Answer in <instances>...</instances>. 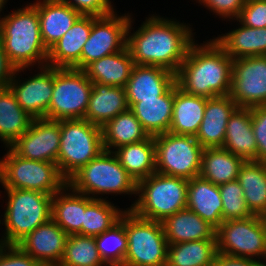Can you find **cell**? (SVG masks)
Segmentation results:
<instances>
[{
	"instance_id": "obj_1",
	"label": "cell",
	"mask_w": 266,
	"mask_h": 266,
	"mask_svg": "<svg viewBox=\"0 0 266 266\" xmlns=\"http://www.w3.org/2000/svg\"><path fill=\"white\" fill-rule=\"evenodd\" d=\"M132 18L127 27L126 46L134 64L158 66L176 74L195 42L191 25L153 14L131 33Z\"/></svg>"
},
{
	"instance_id": "obj_2",
	"label": "cell",
	"mask_w": 266,
	"mask_h": 266,
	"mask_svg": "<svg viewBox=\"0 0 266 266\" xmlns=\"http://www.w3.org/2000/svg\"><path fill=\"white\" fill-rule=\"evenodd\" d=\"M232 64L233 59L214 39L200 45L194 42L176 73V83L191 95L227 96L231 88Z\"/></svg>"
},
{
	"instance_id": "obj_3",
	"label": "cell",
	"mask_w": 266,
	"mask_h": 266,
	"mask_svg": "<svg viewBox=\"0 0 266 266\" xmlns=\"http://www.w3.org/2000/svg\"><path fill=\"white\" fill-rule=\"evenodd\" d=\"M0 42L16 69L47 65L48 49L42 42L37 8L32 3L0 19Z\"/></svg>"
},
{
	"instance_id": "obj_4",
	"label": "cell",
	"mask_w": 266,
	"mask_h": 266,
	"mask_svg": "<svg viewBox=\"0 0 266 266\" xmlns=\"http://www.w3.org/2000/svg\"><path fill=\"white\" fill-rule=\"evenodd\" d=\"M188 179L155 172L137 183L130 209L144 219L163 222L187 206Z\"/></svg>"
},
{
	"instance_id": "obj_5",
	"label": "cell",
	"mask_w": 266,
	"mask_h": 266,
	"mask_svg": "<svg viewBox=\"0 0 266 266\" xmlns=\"http://www.w3.org/2000/svg\"><path fill=\"white\" fill-rule=\"evenodd\" d=\"M73 190L93 199L99 195H137V183L111 151L103 150L96 158L81 167L68 180Z\"/></svg>"
},
{
	"instance_id": "obj_6",
	"label": "cell",
	"mask_w": 266,
	"mask_h": 266,
	"mask_svg": "<svg viewBox=\"0 0 266 266\" xmlns=\"http://www.w3.org/2000/svg\"><path fill=\"white\" fill-rule=\"evenodd\" d=\"M8 202L2 223L1 237L5 245H16L26 235L52 218V197L46 193L28 189L4 188Z\"/></svg>"
},
{
	"instance_id": "obj_7",
	"label": "cell",
	"mask_w": 266,
	"mask_h": 266,
	"mask_svg": "<svg viewBox=\"0 0 266 266\" xmlns=\"http://www.w3.org/2000/svg\"><path fill=\"white\" fill-rule=\"evenodd\" d=\"M103 150L100 126L86 119L61 120L57 166L66 180Z\"/></svg>"
},
{
	"instance_id": "obj_8",
	"label": "cell",
	"mask_w": 266,
	"mask_h": 266,
	"mask_svg": "<svg viewBox=\"0 0 266 266\" xmlns=\"http://www.w3.org/2000/svg\"><path fill=\"white\" fill-rule=\"evenodd\" d=\"M0 159V184L3 188L28 189L54 195L67 180L56 163L28 160L18 156L10 147Z\"/></svg>"
},
{
	"instance_id": "obj_9",
	"label": "cell",
	"mask_w": 266,
	"mask_h": 266,
	"mask_svg": "<svg viewBox=\"0 0 266 266\" xmlns=\"http://www.w3.org/2000/svg\"><path fill=\"white\" fill-rule=\"evenodd\" d=\"M128 249L124 266H166L168 241L162 222L144 219L125 210Z\"/></svg>"
},
{
	"instance_id": "obj_10",
	"label": "cell",
	"mask_w": 266,
	"mask_h": 266,
	"mask_svg": "<svg viewBox=\"0 0 266 266\" xmlns=\"http://www.w3.org/2000/svg\"><path fill=\"white\" fill-rule=\"evenodd\" d=\"M92 88L93 83L84 70L54 68V86L46 119H84Z\"/></svg>"
},
{
	"instance_id": "obj_11",
	"label": "cell",
	"mask_w": 266,
	"mask_h": 266,
	"mask_svg": "<svg viewBox=\"0 0 266 266\" xmlns=\"http://www.w3.org/2000/svg\"><path fill=\"white\" fill-rule=\"evenodd\" d=\"M216 244L218 253L258 259L266 265V225L262 216L223 221L216 229Z\"/></svg>"
},
{
	"instance_id": "obj_12",
	"label": "cell",
	"mask_w": 266,
	"mask_h": 266,
	"mask_svg": "<svg viewBox=\"0 0 266 266\" xmlns=\"http://www.w3.org/2000/svg\"><path fill=\"white\" fill-rule=\"evenodd\" d=\"M156 172L185 179L199 176L203 147L195 136L166 132L154 136Z\"/></svg>"
},
{
	"instance_id": "obj_13",
	"label": "cell",
	"mask_w": 266,
	"mask_h": 266,
	"mask_svg": "<svg viewBox=\"0 0 266 266\" xmlns=\"http://www.w3.org/2000/svg\"><path fill=\"white\" fill-rule=\"evenodd\" d=\"M131 14L115 12L97 17L92 15V28L81 52V70L93 61L123 50L127 44V27Z\"/></svg>"
},
{
	"instance_id": "obj_14",
	"label": "cell",
	"mask_w": 266,
	"mask_h": 266,
	"mask_svg": "<svg viewBox=\"0 0 266 266\" xmlns=\"http://www.w3.org/2000/svg\"><path fill=\"white\" fill-rule=\"evenodd\" d=\"M229 96L239 107L266 105V55L233 60Z\"/></svg>"
},
{
	"instance_id": "obj_15",
	"label": "cell",
	"mask_w": 266,
	"mask_h": 266,
	"mask_svg": "<svg viewBox=\"0 0 266 266\" xmlns=\"http://www.w3.org/2000/svg\"><path fill=\"white\" fill-rule=\"evenodd\" d=\"M24 70L26 68H17L14 71L8 87L23 110L32 118L46 119L54 86V67L48 65L39 67L40 72L21 81L19 74Z\"/></svg>"
},
{
	"instance_id": "obj_16",
	"label": "cell",
	"mask_w": 266,
	"mask_h": 266,
	"mask_svg": "<svg viewBox=\"0 0 266 266\" xmlns=\"http://www.w3.org/2000/svg\"><path fill=\"white\" fill-rule=\"evenodd\" d=\"M61 137V121L33 119L29 129L9 147L28 160L57 164Z\"/></svg>"
},
{
	"instance_id": "obj_17",
	"label": "cell",
	"mask_w": 266,
	"mask_h": 266,
	"mask_svg": "<svg viewBox=\"0 0 266 266\" xmlns=\"http://www.w3.org/2000/svg\"><path fill=\"white\" fill-rule=\"evenodd\" d=\"M68 234L51 218L26 235L16 245L42 266H58Z\"/></svg>"
},
{
	"instance_id": "obj_18",
	"label": "cell",
	"mask_w": 266,
	"mask_h": 266,
	"mask_svg": "<svg viewBox=\"0 0 266 266\" xmlns=\"http://www.w3.org/2000/svg\"><path fill=\"white\" fill-rule=\"evenodd\" d=\"M176 83V74L158 66L134 64L125 86L129 108L141 99H157Z\"/></svg>"
},
{
	"instance_id": "obj_19",
	"label": "cell",
	"mask_w": 266,
	"mask_h": 266,
	"mask_svg": "<svg viewBox=\"0 0 266 266\" xmlns=\"http://www.w3.org/2000/svg\"><path fill=\"white\" fill-rule=\"evenodd\" d=\"M92 28V15H81L48 50L47 65L81 70V52Z\"/></svg>"
},
{
	"instance_id": "obj_20",
	"label": "cell",
	"mask_w": 266,
	"mask_h": 266,
	"mask_svg": "<svg viewBox=\"0 0 266 266\" xmlns=\"http://www.w3.org/2000/svg\"><path fill=\"white\" fill-rule=\"evenodd\" d=\"M239 106L229 96L207 98L196 140L205 148L222 147L228 120Z\"/></svg>"
},
{
	"instance_id": "obj_21",
	"label": "cell",
	"mask_w": 266,
	"mask_h": 266,
	"mask_svg": "<svg viewBox=\"0 0 266 266\" xmlns=\"http://www.w3.org/2000/svg\"><path fill=\"white\" fill-rule=\"evenodd\" d=\"M32 4L37 8L42 42L48 50L81 16L70 5L59 0H37Z\"/></svg>"
},
{
	"instance_id": "obj_22",
	"label": "cell",
	"mask_w": 266,
	"mask_h": 266,
	"mask_svg": "<svg viewBox=\"0 0 266 266\" xmlns=\"http://www.w3.org/2000/svg\"><path fill=\"white\" fill-rule=\"evenodd\" d=\"M128 109L125 88L93 83L84 119L103 127L112 118Z\"/></svg>"
},
{
	"instance_id": "obj_23",
	"label": "cell",
	"mask_w": 266,
	"mask_h": 266,
	"mask_svg": "<svg viewBox=\"0 0 266 266\" xmlns=\"http://www.w3.org/2000/svg\"><path fill=\"white\" fill-rule=\"evenodd\" d=\"M222 148L244 161H257V143L252 129L251 108L238 107L227 123Z\"/></svg>"
},
{
	"instance_id": "obj_24",
	"label": "cell",
	"mask_w": 266,
	"mask_h": 266,
	"mask_svg": "<svg viewBox=\"0 0 266 266\" xmlns=\"http://www.w3.org/2000/svg\"><path fill=\"white\" fill-rule=\"evenodd\" d=\"M162 224L168 244L216 240V228L188 208L167 217Z\"/></svg>"
},
{
	"instance_id": "obj_25",
	"label": "cell",
	"mask_w": 266,
	"mask_h": 266,
	"mask_svg": "<svg viewBox=\"0 0 266 266\" xmlns=\"http://www.w3.org/2000/svg\"><path fill=\"white\" fill-rule=\"evenodd\" d=\"M186 208L198 214L217 229L223 222V205L219 185H215L201 176L189 179Z\"/></svg>"
},
{
	"instance_id": "obj_26",
	"label": "cell",
	"mask_w": 266,
	"mask_h": 266,
	"mask_svg": "<svg viewBox=\"0 0 266 266\" xmlns=\"http://www.w3.org/2000/svg\"><path fill=\"white\" fill-rule=\"evenodd\" d=\"M174 85L157 99H141L129 109L142 124L149 136L169 132L172 122Z\"/></svg>"
},
{
	"instance_id": "obj_27",
	"label": "cell",
	"mask_w": 266,
	"mask_h": 266,
	"mask_svg": "<svg viewBox=\"0 0 266 266\" xmlns=\"http://www.w3.org/2000/svg\"><path fill=\"white\" fill-rule=\"evenodd\" d=\"M207 98L184 92L174 84V103L169 133L196 136L203 120Z\"/></svg>"
},
{
	"instance_id": "obj_28",
	"label": "cell",
	"mask_w": 266,
	"mask_h": 266,
	"mask_svg": "<svg viewBox=\"0 0 266 266\" xmlns=\"http://www.w3.org/2000/svg\"><path fill=\"white\" fill-rule=\"evenodd\" d=\"M84 212L85 194L73 190L68 184L53 195L52 219L68 235H82Z\"/></svg>"
},
{
	"instance_id": "obj_29",
	"label": "cell",
	"mask_w": 266,
	"mask_h": 266,
	"mask_svg": "<svg viewBox=\"0 0 266 266\" xmlns=\"http://www.w3.org/2000/svg\"><path fill=\"white\" fill-rule=\"evenodd\" d=\"M133 66V59L126 46L117 53L93 61L84 71L92 83L125 88Z\"/></svg>"
},
{
	"instance_id": "obj_30",
	"label": "cell",
	"mask_w": 266,
	"mask_h": 266,
	"mask_svg": "<svg viewBox=\"0 0 266 266\" xmlns=\"http://www.w3.org/2000/svg\"><path fill=\"white\" fill-rule=\"evenodd\" d=\"M236 29L221 34L214 41L233 60L242 57L266 55V27L250 28L239 24Z\"/></svg>"
},
{
	"instance_id": "obj_31",
	"label": "cell",
	"mask_w": 266,
	"mask_h": 266,
	"mask_svg": "<svg viewBox=\"0 0 266 266\" xmlns=\"http://www.w3.org/2000/svg\"><path fill=\"white\" fill-rule=\"evenodd\" d=\"M113 153L136 183L156 172V146L153 136L121 146Z\"/></svg>"
},
{
	"instance_id": "obj_32",
	"label": "cell",
	"mask_w": 266,
	"mask_h": 266,
	"mask_svg": "<svg viewBox=\"0 0 266 266\" xmlns=\"http://www.w3.org/2000/svg\"><path fill=\"white\" fill-rule=\"evenodd\" d=\"M33 119L23 110L9 87L0 89V141L6 147L29 129Z\"/></svg>"
},
{
	"instance_id": "obj_33",
	"label": "cell",
	"mask_w": 266,
	"mask_h": 266,
	"mask_svg": "<svg viewBox=\"0 0 266 266\" xmlns=\"http://www.w3.org/2000/svg\"><path fill=\"white\" fill-rule=\"evenodd\" d=\"M101 128L104 150L111 152L150 137L130 109L118 114Z\"/></svg>"
},
{
	"instance_id": "obj_34",
	"label": "cell",
	"mask_w": 266,
	"mask_h": 266,
	"mask_svg": "<svg viewBox=\"0 0 266 266\" xmlns=\"http://www.w3.org/2000/svg\"><path fill=\"white\" fill-rule=\"evenodd\" d=\"M237 181L244 192V199L252 215H266V163L245 161Z\"/></svg>"
},
{
	"instance_id": "obj_35",
	"label": "cell",
	"mask_w": 266,
	"mask_h": 266,
	"mask_svg": "<svg viewBox=\"0 0 266 266\" xmlns=\"http://www.w3.org/2000/svg\"><path fill=\"white\" fill-rule=\"evenodd\" d=\"M245 161L222 147L205 148L202 151L199 176L215 185L236 180Z\"/></svg>"
},
{
	"instance_id": "obj_36",
	"label": "cell",
	"mask_w": 266,
	"mask_h": 266,
	"mask_svg": "<svg viewBox=\"0 0 266 266\" xmlns=\"http://www.w3.org/2000/svg\"><path fill=\"white\" fill-rule=\"evenodd\" d=\"M216 255V240L169 244L166 266H213Z\"/></svg>"
},
{
	"instance_id": "obj_37",
	"label": "cell",
	"mask_w": 266,
	"mask_h": 266,
	"mask_svg": "<svg viewBox=\"0 0 266 266\" xmlns=\"http://www.w3.org/2000/svg\"><path fill=\"white\" fill-rule=\"evenodd\" d=\"M109 200L93 199L85 195L82 235L98 236L117 223L125 210L116 208Z\"/></svg>"
},
{
	"instance_id": "obj_38",
	"label": "cell",
	"mask_w": 266,
	"mask_h": 266,
	"mask_svg": "<svg viewBox=\"0 0 266 266\" xmlns=\"http://www.w3.org/2000/svg\"><path fill=\"white\" fill-rule=\"evenodd\" d=\"M99 255L107 266H124L128 241L125 232V211L119 221L102 234L95 236Z\"/></svg>"
},
{
	"instance_id": "obj_39",
	"label": "cell",
	"mask_w": 266,
	"mask_h": 266,
	"mask_svg": "<svg viewBox=\"0 0 266 266\" xmlns=\"http://www.w3.org/2000/svg\"><path fill=\"white\" fill-rule=\"evenodd\" d=\"M58 266H107L101 259L95 237L68 235L65 251Z\"/></svg>"
},
{
	"instance_id": "obj_40",
	"label": "cell",
	"mask_w": 266,
	"mask_h": 266,
	"mask_svg": "<svg viewBox=\"0 0 266 266\" xmlns=\"http://www.w3.org/2000/svg\"><path fill=\"white\" fill-rule=\"evenodd\" d=\"M219 189L223 205V221L246 219L252 216L244 199L243 189L237 179L220 184Z\"/></svg>"
},
{
	"instance_id": "obj_41",
	"label": "cell",
	"mask_w": 266,
	"mask_h": 266,
	"mask_svg": "<svg viewBox=\"0 0 266 266\" xmlns=\"http://www.w3.org/2000/svg\"><path fill=\"white\" fill-rule=\"evenodd\" d=\"M250 28L266 27V0H246L235 21Z\"/></svg>"
},
{
	"instance_id": "obj_42",
	"label": "cell",
	"mask_w": 266,
	"mask_h": 266,
	"mask_svg": "<svg viewBox=\"0 0 266 266\" xmlns=\"http://www.w3.org/2000/svg\"><path fill=\"white\" fill-rule=\"evenodd\" d=\"M252 111V129L257 143V161L266 163V105L255 106Z\"/></svg>"
},
{
	"instance_id": "obj_43",
	"label": "cell",
	"mask_w": 266,
	"mask_h": 266,
	"mask_svg": "<svg viewBox=\"0 0 266 266\" xmlns=\"http://www.w3.org/2000/svg\"><path fill=\"white\" fill-rule=\"evenodd\" d=\"M63 3L70 5L74 10L78 11L81 15H93L103 17L109 15L115 9L110 0H59Z\"/></svg>"
},
{
	"instance_id": "obj_44",
	"label": "cell",
	"mask_w": 266,
	"mask_h": 266,
	"mask_svg": "<svg viewBox=\"0 0 266 266\" xmlns=\"http://www.w3.org/2000/svg\"><path fill=\"white\" fill-rule=\"evenodd\" d=\"M220 18L236 19L242 11L246 0H196Z\"/></svg>"
},
{
	"instance_id": "obj_45",
	"label": "cell",
	"mask_w": 266,
	"mask_h": 266,
	"mask_svg": "<svg viewBox=\"0 0 266 266\" xmlns=\"http://www.w3.org/2000/svg\"><path fill=\"white\" fill-rule=\"evenodd\" d=\"M0 266H42L32 256L23 252L17 245H4L0 248Z\"/></svg>"
},
{
	"instance_id": "obj_46",
	"label": "cell",
	"mask_w": 266,
	"mask_h": 266,
	"mask_svg": "<svg viewBox=\"0 0 266 266\" xmlns=\"http://www.w3.org/2000/svg\"><path fill=\"white\" fill-rule=\"evenodd\" d=\"M213 266H266L251 258L232 257L217 252Z\"/></svg>"
},
{
	"instance_id": "obj_47",
	"label": "cell",
	"mask_w": 266,
	"mask_h": 266,
	"mask_svg": "<svg viewBox=\"0 0 266 266\" xmlns=\"http://www.w3.org/2000/svg\"><path fill=\"white\" fill-rule=\"evenodd\" d=\"M16 68L9 62L6 52L0 42V89L9 86Z\"/></svg>"
},
{
	"instance_id": "obj_48",
	"label": "cell",
	"mask_w": 266,
	"mask_h": 266,
	"mask_svg": "<svg viewBox=\"0 0 266 266\" xmlns=\"http://www.w3.org/2000/svg\"><path fill=\"white\" fill-rule=\"evenodd\" d=\"M7 1L8 0H0V12L2 11V10H4L3 8H5V5H6V3H7ZM1 14V13H0ZM0 16H2V15H0ZM2 17H0V19H1Z\"/></svg>"
},
{
	"instance_id": "obj_49",
	"label": "cell",
	"mask_w": 266,
	"mask_h": 266,
	"mask_svg": "<svg viewBox=\"0 0 266 266\" xmlns=\"http://www.w3.org/2000/svg\"><path fill=\"white\" fill-rule=\"evenodd\" d=\"M0 223H1V220H0ZM4 245H5V243H4L3 239L1 238L0 239V248L3 247Z\"/></svg>"
},
{
	"instance_id": "obj_50",
	"label": "cell",
	"mask_w": 266,
	"mask_h": 266,
	"mask_svg": "<svg viewBox=\"0 0 266 266\" xmlns=\"http://www.w3.org/2000/svg\"><path fill=\"white\" fill-rule=\"evenodd\" d=\"M263 219H264V222H265V225H266V215L263 216Z\"/></svg>"
}]
</instances>
